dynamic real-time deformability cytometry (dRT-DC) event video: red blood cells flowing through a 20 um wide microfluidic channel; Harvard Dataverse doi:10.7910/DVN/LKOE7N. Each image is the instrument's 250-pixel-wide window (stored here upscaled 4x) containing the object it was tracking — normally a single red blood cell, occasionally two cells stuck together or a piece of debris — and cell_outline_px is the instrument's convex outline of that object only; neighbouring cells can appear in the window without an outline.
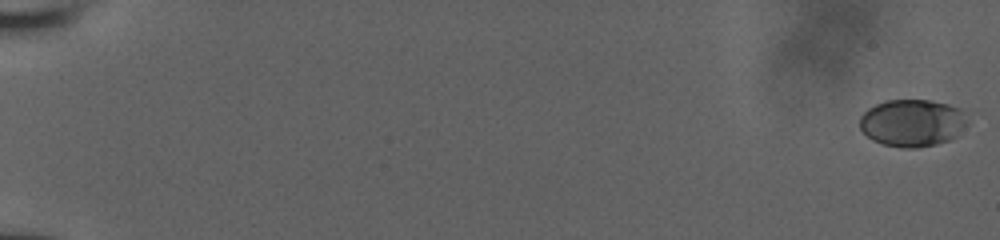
{"species": "human", "species_latin": "Homo sapiens", "temperature_condition": "room temperature", "stored_images_in_passage": 19, "camera_frame_rate_fps": 3000, "um_per_image_px": 0.085, "donor": {"sex": "male"}, "frame": {"image": 1, "passage_image": 1, "time_ms": 0.0, "image_size_px": [1000, 240], "cell_outline_px": [[968, 120], [956, 136], [948, 140], [936, 144], [916, 148], [904, 148], [880, 144], [872, 140], [860, 128], [860, 116], [868, 108], [884, 100], [928, 100], [948, 104], [960, 108]], "centroid_in_image_um": [77.52, 10.44], "position_along_channel_um": 7.5, "area_um2": 29.65}}
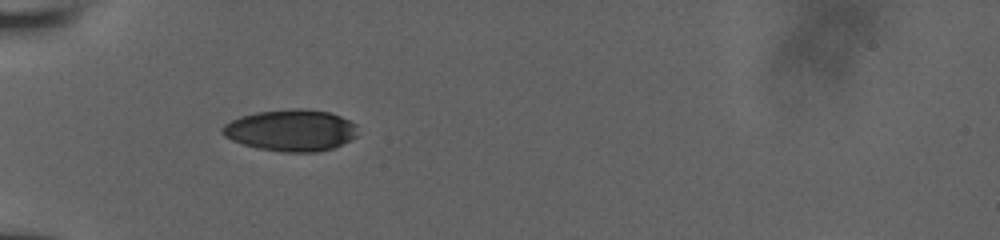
{"frame": {"image": 2, "passage_image": 14, "time_ms": 7.0, "image_size_px": [1000, 240], "cell_outline_px": [[356, 136], [332, 148], [316, 152], [280, 152], [260, 148], [244, 144], [232, 140], [224, 136], [220, 132], [220, 128], [224, 124], [240, 116], [256, 112], [296, 108], [300, 108], [328, 112], [340, 116], [356, 124]], "centroid_in_image_um": [24.69, 11.07], "position_along_channel_um": 60.3, "area_um2": 32.6}}
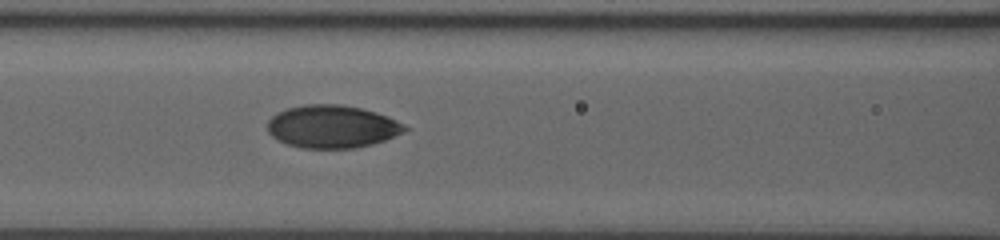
{"frame": {"image": 3, "passage_image": 19, "time_ms": 9.333, "image_size_px": [1000, 240], "cell_outline_px": [[412, 128], [404, 132], [384, 140], [372, 144], [356, 148], [300, 148], [288, 144], [272, 136], [268, 132], [268, 120], [276, 112], [288, 108], [304, 104], [340, 104], [360, 108], [376, 112], [396, 120]], "centroid_in_image_um": [28.24, 10.75], "position_along_channel_um": 138.4, "area_um2": 34.28}}